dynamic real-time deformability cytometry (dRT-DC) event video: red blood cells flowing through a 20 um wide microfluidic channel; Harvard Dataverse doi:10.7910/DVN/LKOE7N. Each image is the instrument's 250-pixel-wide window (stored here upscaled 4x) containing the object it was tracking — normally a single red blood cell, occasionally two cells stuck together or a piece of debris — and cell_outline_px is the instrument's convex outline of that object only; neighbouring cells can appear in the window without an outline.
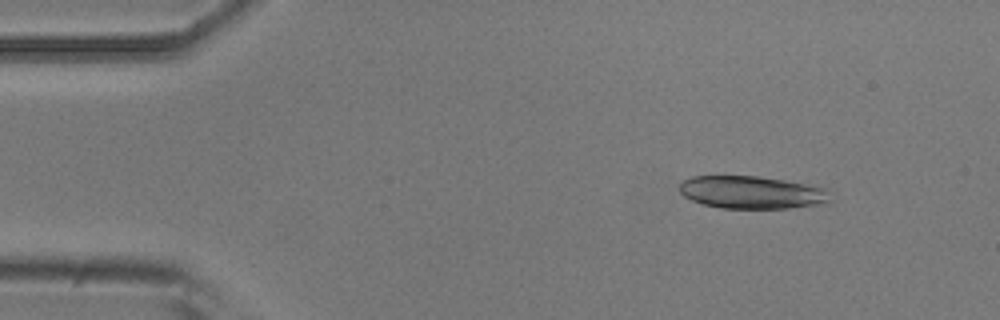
{"species": "common noctule bat (a hibernating species)", "species_latin": "Nyctalus noctula", "temperature_condition": "room temperature", "stored_images_in_passage": 48, "camera_frame_rate_fps": 3000, "um_per_image_px": 0.085, "animal": {"sex": "male", "body_mass_g": 20.5, "forearm_length_mm": 52.5}, "frame": {"image": 1, "passage_image": 4, "time_ms": 1.0, "image_size_px": [1000, 320], "cell_outline_px": [[832, 200], [828, 204], [788, 208], [720, 208], [704, 204], [692, 200], [684, 196], [680, 192], [680, 184], [684, 180], [692, 176], [756, 176], [784, 180], [824, 188], [828, 192]], "centroid_in_image_um": [63.93, 16.36], "position_along_channel_um": 21.1, "area_um2": 28.67}}